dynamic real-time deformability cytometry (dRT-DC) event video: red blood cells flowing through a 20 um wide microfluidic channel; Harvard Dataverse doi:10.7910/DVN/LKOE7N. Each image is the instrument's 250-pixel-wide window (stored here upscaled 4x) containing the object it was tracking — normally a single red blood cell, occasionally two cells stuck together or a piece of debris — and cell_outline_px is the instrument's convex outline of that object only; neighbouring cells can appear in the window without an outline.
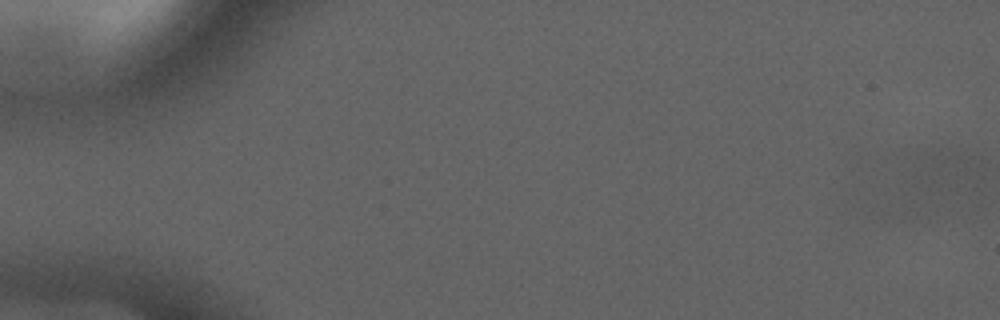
{"species": "common noctule bat (a hibernating species)", "species_latin": "Nyctalus noctula", "temperature_condition": "cold", "stored_images_in_passage": 9, "camera_frame_rate_fps": 3000, "um_per_image_px": 0.085, "animal": {"sex": "male", "forearm_length_mm": 52.5}, "frame": {"image": 1, "passage_image": 1, "time_ms": 0.0, "image_size_px": [1000, 320], "cell_outline_px": [[984, 168], [980, 176], [972, 188], [928, 188], [912, 184], [932, 156], [936, 152], [948, 152], [976, 156], [984, 164]], "centroid_in_image_um": [80.78, 14.57], "position_along_channel_um": 4.2, "area_um2": 14.16}}